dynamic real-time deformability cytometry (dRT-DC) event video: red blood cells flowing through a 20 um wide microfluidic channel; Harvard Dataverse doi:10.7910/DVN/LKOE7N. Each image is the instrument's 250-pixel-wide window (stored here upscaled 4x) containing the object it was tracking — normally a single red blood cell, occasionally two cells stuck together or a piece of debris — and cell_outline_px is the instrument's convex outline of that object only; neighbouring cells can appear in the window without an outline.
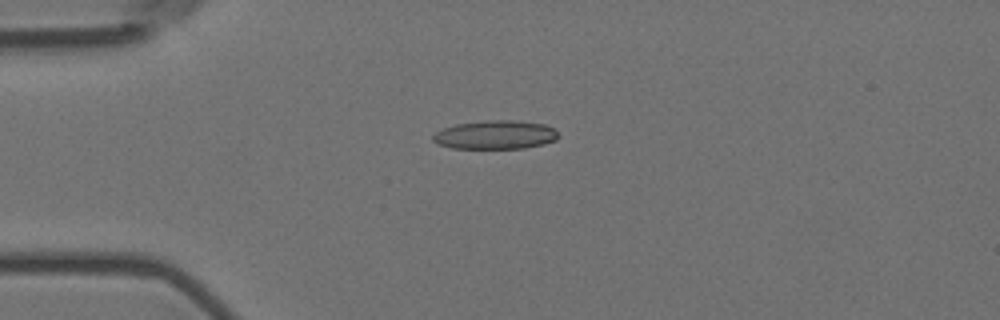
{"species": "Egyptian fruit bat (a non-hibernating species)", "species_latin": "Rousettus aegyptiacus", "temperature_condition": "room temperature", "stored_images_in_passage": 55, "camera_frame_rate_fps": 3000, "um_per_image_px": 0.085, "animal": {"sex": "female"}, "frame": {"image": 1, "passage_image": 13, "time_ms": 4.0, "image_size_px": [1000, 320], "cell_outline_px": [[560, 136], [556, 140], [544, 144], [524, 148], [452, 148], [436, 144], [432, 140], [432, 136], [436, 132], [444, 128], [456, 124], [484, 120], [516, 120], [544, 124], [552, 128]], "centroid_in_image_um": [42.09, 11.46], "position_along_channel_um": 42.9, "area_um2": 21.04}}
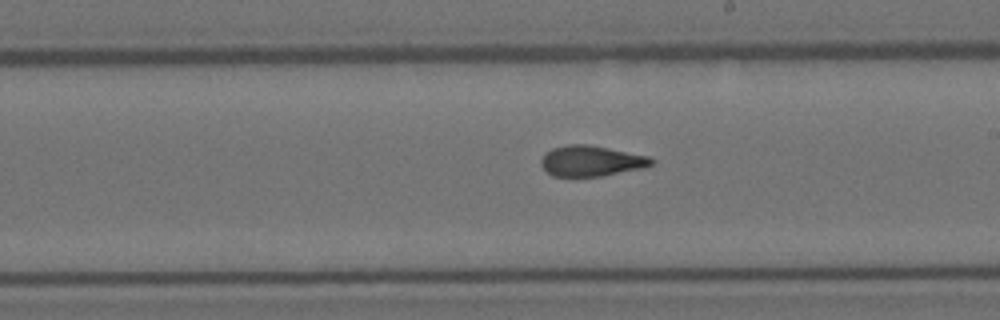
{"frame": {"image": 2, "passage_image": 31, "time_ms": 10.0, "image_size_px": [1000, 320], "cell_outline_px": [[656, 160], [652, 164], [644, 168], [600, 176], [552, 176], [540, 164], [540, 160], [544, 152], [552, 148], [568, 144], [588, 144], [648, 156]], "centroid_in_image_um": [50.23, 13.67], "position_along_channel_um": 238.8, "area_um2": 19.71}}
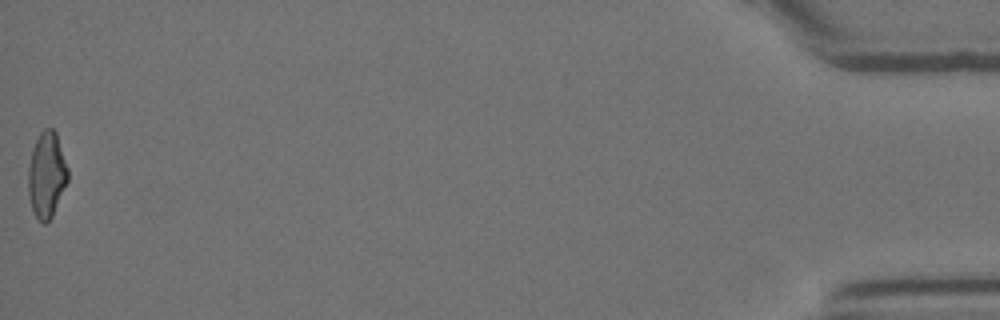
{"frame": {"image": 3, "passage_image": 55, "time_ms": 18.0, "image_size_px": [1000, 320], "cell_outline_px": [[68, 180], [52, 216], [44, 224], [36, 216], [32, 208], [28, 192], [28, 168], [32, 148], [40, 132], [44, 128], [52, 128], [56, 132], [68, 168]], "centroid_in_image_um": [3.96, 14.83], "position_along_channel_um": 431.2, "area_um2": 19.65}, "authors_computed_cell_mechanics": {"area_um2": 20.0566, "velocity_mm_per_s": 3.6334, "shape_relaxation_time_tau1_ms": 8.6761, "shape_relaxation_time_tau2_ms": 1.0977, "deformation_change_tau1": 0.208, "deformation_change_tau2": 0.0731}}